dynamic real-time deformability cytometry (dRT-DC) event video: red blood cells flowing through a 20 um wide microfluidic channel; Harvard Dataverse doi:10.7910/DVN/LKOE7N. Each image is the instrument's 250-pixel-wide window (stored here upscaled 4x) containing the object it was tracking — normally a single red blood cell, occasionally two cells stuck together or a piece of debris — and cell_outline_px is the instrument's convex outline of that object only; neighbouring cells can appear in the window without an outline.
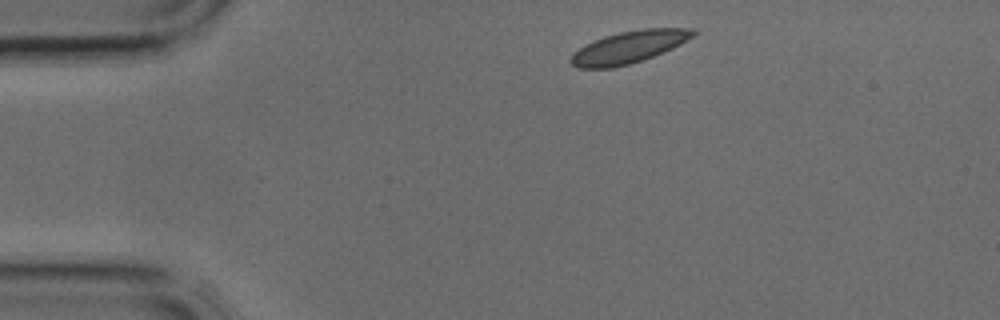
{"species": "common noctule bat (a hibernating species)", "species_latin": "Nyctalus noctula", "temperature_condition": "cold", "stored_images_in_passage": 2, "camera_frame_rate_fps": 3000, "um_per_image_px": 0.085, "animal": {"sex": "male", "body_mass_g": 17.9, "forearm_length_mm": 54.2}, "frame": {"image": 1, "passage_image": 1, "time_ms": 0.0, "image_size_px": [1000, 320], "cell_outline_px": [[696, 32], [692, 36], [680, 44], [672, 48], [652, 56], [628, 64], [612, 68], [580, 68], [572, 64], [568, 60], [580, 48], [604, 36], [620, 32], [640, 28], [692, 28]], "centroid_in_image_um": [53.46, 3.99], "position_along_channel_um": 31.5, "area_um2": 22.37}}